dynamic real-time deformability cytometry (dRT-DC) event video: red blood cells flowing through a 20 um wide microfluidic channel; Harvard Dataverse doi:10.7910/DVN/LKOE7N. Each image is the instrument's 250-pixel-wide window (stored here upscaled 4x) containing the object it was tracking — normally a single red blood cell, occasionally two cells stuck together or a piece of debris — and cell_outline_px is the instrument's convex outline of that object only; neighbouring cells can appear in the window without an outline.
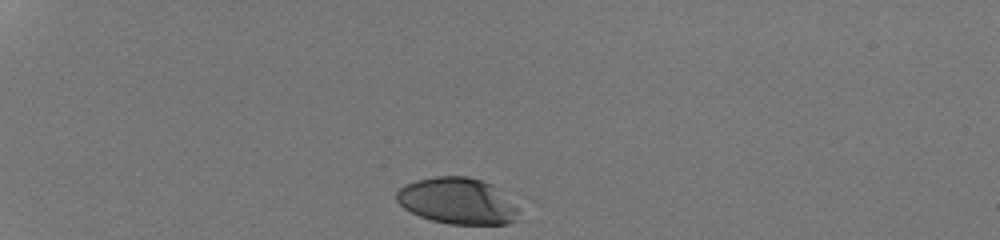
{"species": "human", "species_latin": "Homo sapiens", "temperature_condition": "room temperature", "stored_images_in_passage": 32, "camera_frame_rate_fps": 3000, "um_per_image_px": 0.085, "donor": {"sex": "male"}, "frame": {"image": 1, "passage_image": 1, "time_ms": 0.0, "image_size_px": [1000, 240], "cell_outline_px": [[520, 220], [508, 224], [448, 224], [432, 220], [420, 216], [404, 208], [396, 200], [396, 192], [404, 184], [416, 180], [436, 176], [468, 176], [492, 184], [500, 188], [516, 208]], "centroid_in_image_um": [38.89, 17.08], "position_along_channel_um": 46.1, "area_um2": 33.12}}
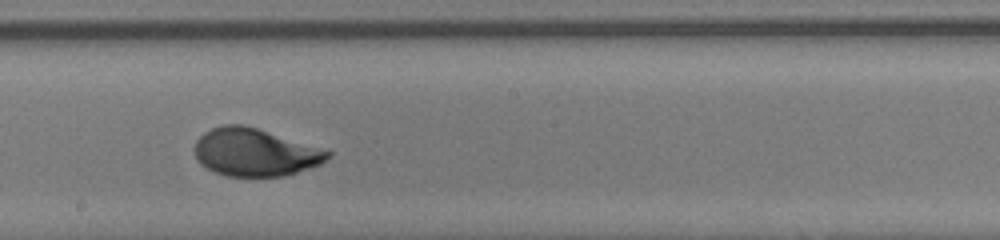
{"frame": {"image": 2, "passage_image": 19, "time_ms": 6.0, "image_size_px": [1000, 240], "cell_outline_px": [[332, 156], [320, 164], [284, 176], [228, 176], [216, 172], [200, 164], [196, 160], [196, 140], [204, 132], [212, 128], [224, 124], [244, 124], [332, 152]], "centroid_in_image_um": [21.65, 12.94], "position_along_channel_um": 226.6, "area_um2": 36.53}}
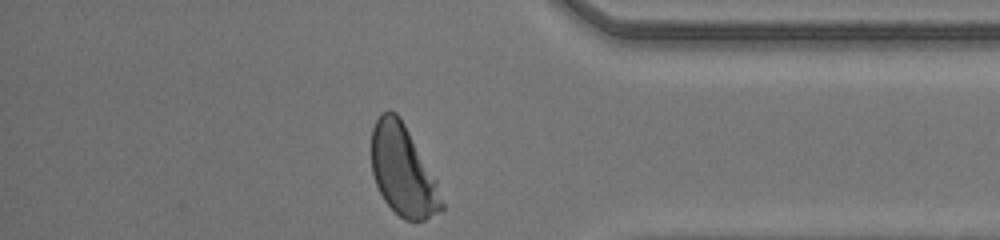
{"frame": {"image": 3, "passage_image": 32, "time_ms": 10.333, "image_size_px": [1000, 240], "cell_outline_px": [[444, 208], [424, 220], [404, 220], [384, 200], [376, 184], [372, 172], [372, 128], [380, 112], [396, 112], [404, 124], [436, 180], [444, 204]], "centroid_in_image_um": [34.24, 14.51], "position_along_channel_um": 401.0, "area_um2": 36.36}, "authors_computed_cell_mechanics": {"area_um2": 36.8764, "velocity_mm_per_s": 4.2351, "shape_relaxation_time_tau1_ms": 2.809, "shape_relaxation_time_tau2_ms": null, "deformation_change_tau1": 0.1865, "deformation_change_tau2": null}}